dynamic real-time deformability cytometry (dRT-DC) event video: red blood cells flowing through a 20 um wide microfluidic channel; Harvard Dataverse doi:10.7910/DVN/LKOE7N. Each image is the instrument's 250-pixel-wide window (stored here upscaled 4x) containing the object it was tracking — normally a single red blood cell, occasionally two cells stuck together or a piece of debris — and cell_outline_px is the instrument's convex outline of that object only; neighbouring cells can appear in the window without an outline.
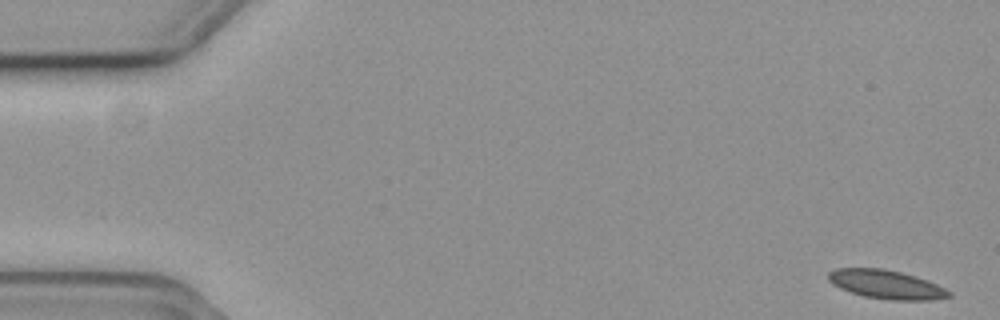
{"species": "common noctule bat (a hibernating species)", "species_latin": "Nyctalus noctula", "temperature_condition": "cold", "stored_images_in_passage": 56, "camera_frame_rate_fps": 3000, "um_per_image_px": 0.085, "animal": {"sex": "female", "body_mass_g": 19.3, "forearm_length_mm": 54.1}, "frame": {"image": 1, "passage_image": 1, "time_ms": 0.0, "image_size_px": [1000, 320], "cell_outline_px": [[952, 296], [932, 300], [892, 300], [864, 296], [840, 288], [832, 284], [828, 280], [828, 272], [836, 268], [884, 268], [916, 276], [928, 280], [952, 292]], "centroid_in_image_um": [75.34, 24.17], "position_along_channel_um": 9.7, "area_um2": 20.23}}
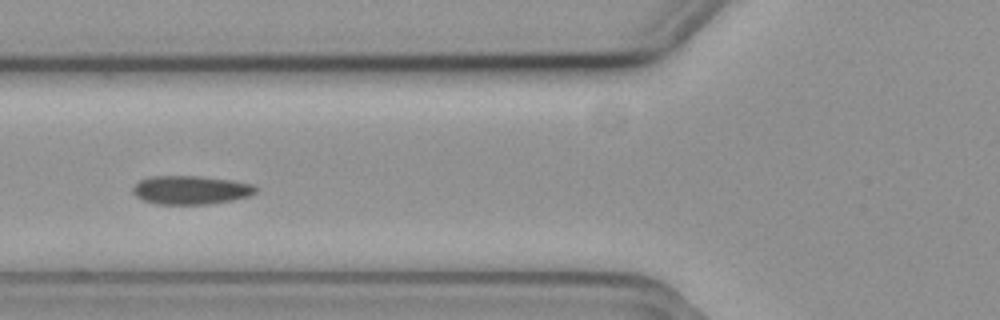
{"frame": {"image": 2, "passage_image": 21, "time_ms": 6.667, "image_size_px": [1000, 320], "cell_outline_px": [[256, 192], [248, 196], [232, 200], [208, 204], [156, 204], [144, 200], [136, 196], [132, 192], [132, 188], [140, 180], [148, 176], [200, 176], [232, 180], [256, 184]], "centroid_in_image_um": [16.22, 16.14], "position_along_channel_um": 109.6, "area_um2": 20.58}}
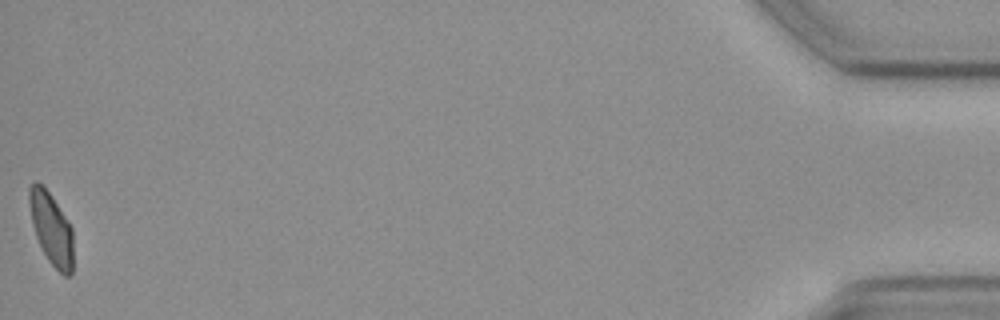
{"frame": {"image": 3, "passage_image": 56, "time_ms": 18.333, "image_size_px": [1000, 320], "cell_outline_px": [[72, 276], [64, 276], [48, 260], [36, 236], [32, 224], [28, 204], [28, 188], [36, 180], [52, 196], [72, 228]], "centroid_in_image_um": [4.34, 19.42], "position_along_channel_um": 430.9, "area_um2": 18.26}, "authors_computed_cell_mechanics": {"area_um2": 20.3745, "velocity_mm_per_s": 3.664, "shape_relaxation_time_tau1_ms": null, "shape_relaxation_time_tau2_ms": 4.4489, "deformation_change_tau1": null, "deformation_change_tau2": 0.0764}}